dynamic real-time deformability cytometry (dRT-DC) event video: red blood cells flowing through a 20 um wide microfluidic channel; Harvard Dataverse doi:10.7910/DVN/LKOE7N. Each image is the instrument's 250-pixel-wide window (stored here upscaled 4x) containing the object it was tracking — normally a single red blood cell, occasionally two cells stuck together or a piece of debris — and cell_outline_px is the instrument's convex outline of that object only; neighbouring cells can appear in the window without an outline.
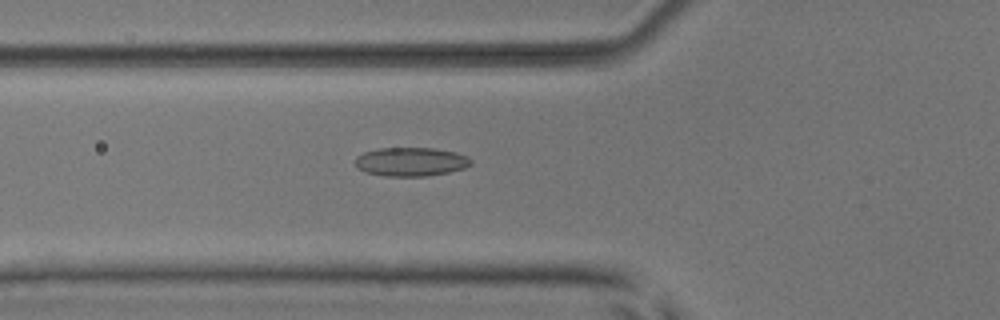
{"species": "common noctule bat (a hibernating species)", "species_latin": "Nyctalus noctula", "temperature_condition": "room temperature", "stored_images_in_passage": 53, "camera_frame_rate_fps": 3000, "um_per_image_px": 0.085, "animal": {"sex": "male", "body_mass_g": 17.9, "forearm_length_mm": 54.2}, "frame": {"image": 1, "passage_image": 20, "time_ms": 6.333, "image_size_px": [1000, 320], "cell_outline_px": [[472, 164], [464, 168], [448, 172], [428, 176], [384, 176], [364, 172], [356, 168], [356, 156], [364, 152], [380, 148], [432, 148], [456, 152], [468, 156], [472, 160]], "centroid_in_image_um": [34.92, 13.75], "position_along_channel_um": 90.9, "area_um2": 19.54}}
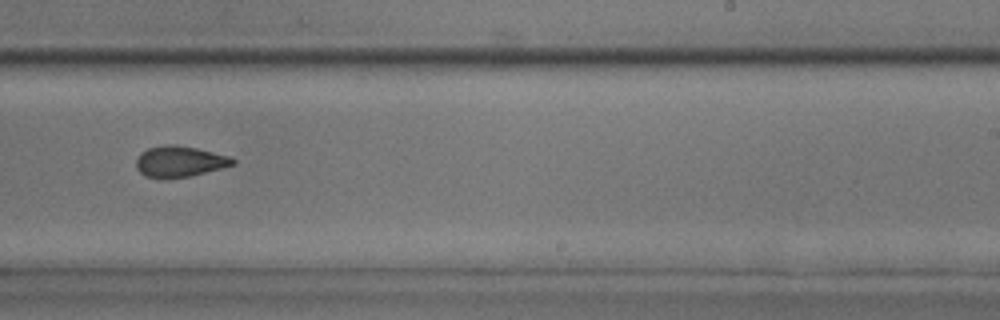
{"frame": {"image": 2, "passage_image": 34, "time_ms": 11.0, "image_size_px": [1000, 320], "cell_outline_px": [[236, 164], [188, 176], [144, 176], [136, 168], [136, 160], [140, 152], [148, 148], [164, 144], [176, 144], [196, 148], [228, 156], [236, 160]], "centroid_in_image_um": [15.25, 13.68], "position_along_channel_um": 273.8, "area_um2": 16.94}}
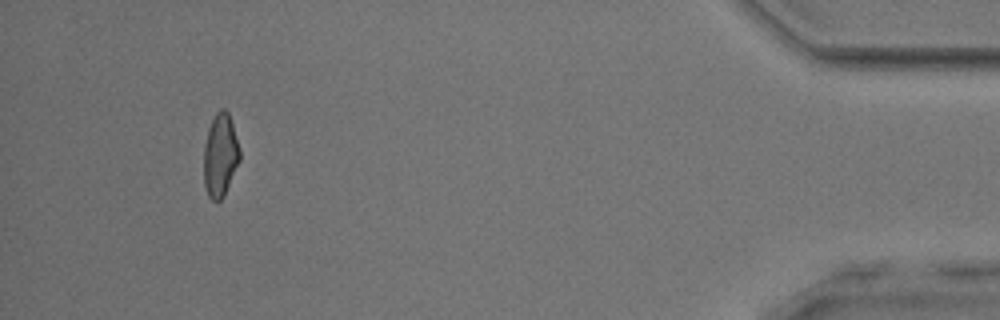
{"frame": {"image": 3, "passage_image": 50, "time_ms": 16.333, "image_size_px": [1000, 320], "cell_outline_px": [[240, 160], [224, 196], [220, 200], [212, 200], [208, 196], [204, 184], [204, 144], [208, 128], [216, 112], [220, 108], [224, 108], [228, 112], [240, 148]], "centroid_in_image_um": [18.72, 13.19], "position_along_channel_um": 416.5, "area_um2": 17.46}, "authors_computed_cell_mechanics": {"area_um2": 18.1492, "velocity_mm_per_s": 3.9259, "shape_relaxation_time_tau1_ms": null, "shape_relaxation_time_tau2_ms": 1.7024, "deformation_change_tau1": null, "deformation_change_tau2": 0.0702}}